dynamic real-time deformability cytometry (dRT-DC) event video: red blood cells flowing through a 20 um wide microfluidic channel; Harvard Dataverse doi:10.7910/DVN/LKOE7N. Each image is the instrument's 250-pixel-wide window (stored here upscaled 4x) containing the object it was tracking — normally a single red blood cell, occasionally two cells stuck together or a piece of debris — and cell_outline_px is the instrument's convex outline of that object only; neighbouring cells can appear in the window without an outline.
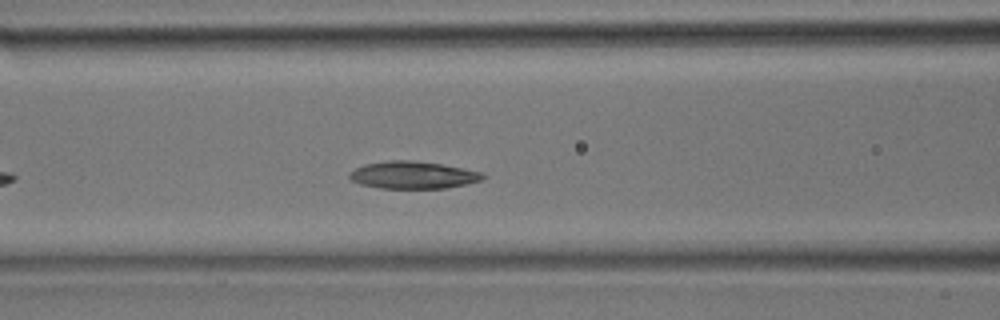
{"species": "common noctule bat (a hibernating species)", "species_latin": "Nyctalus noctula", "temperature_condition": "room temperature", "stored_images_in_passage": 16, "camera_frame_rate_fps": 3000, "um_per_image_px": 0.085, "animal": {"sex": "male", "body_mass_g": 17.9}, "frame": {"image": 1, "passage_image": 7, "time_ms": 2.0, "image_size_px": [1000, 320], "cell_outline_px": [[488, 176], [480, 180], [468, 184], [448, 188], [380, 188], [360, 184], [352, 180], [348, 176], [348, 172], [364, 164], [388, 160], [412, 160], [440, 164], [464, 168], [484, 172]], "centroid_in_image_um": [35.13, 14.87], "position_along_channel_um": 131.5, "area_um2": 21.44}}
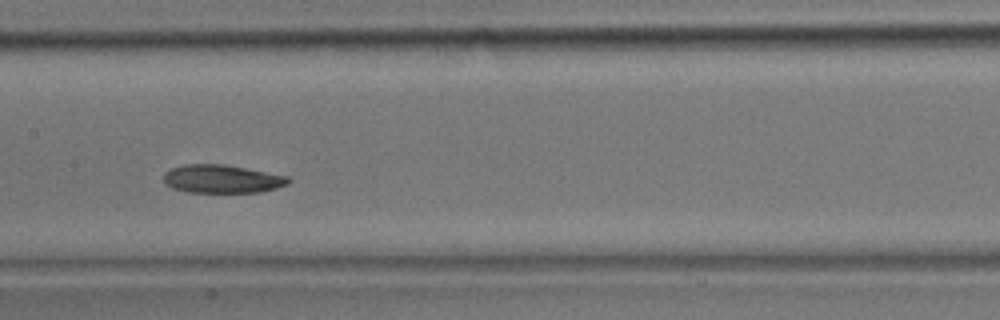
{"frame": {"image": 2, "passage_image": 10, "time_ms": 3.0, "image_size_px": [1000, 320], "cell_outline_px": [[292, 180], [288, 184], [276, 188], [260, 192], [188, 192], [172, 188], [164, 184], [164, 172], [172, 168], [184, 164], [224, 164], [288, 176]], "centroid_in_image_um": [18.86, 15.21], "position_along_channel_um": 188.5, "area_um2": 20.58}}
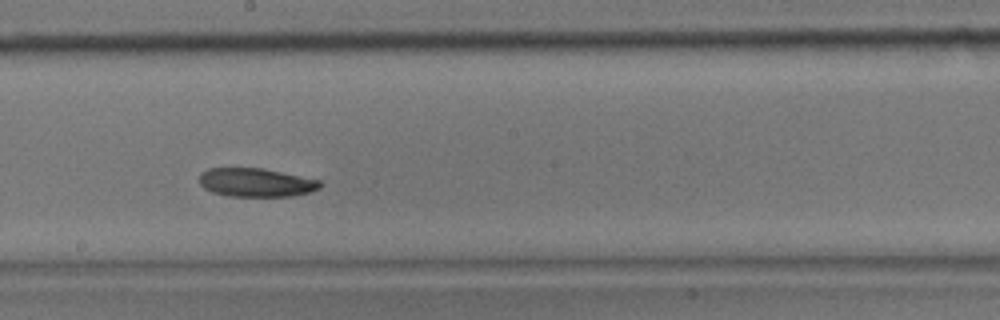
{"frame": {"image": 3, "passage_image": 12, "time_ms": 3.667, "image_size_px": [1000, 320], "cell_outline_px": [[324, 184], [320, 188], [312, 192], [292, 196], [228, 196], [212, 192], [204, 188], [200, 184], [200, 172], [208, 168], [260, 168], [320, 180]], "centroid_in_image_um": [21.77, 15.52], "position_along_channel_um": 226.4, "area_um2": 20.17}}